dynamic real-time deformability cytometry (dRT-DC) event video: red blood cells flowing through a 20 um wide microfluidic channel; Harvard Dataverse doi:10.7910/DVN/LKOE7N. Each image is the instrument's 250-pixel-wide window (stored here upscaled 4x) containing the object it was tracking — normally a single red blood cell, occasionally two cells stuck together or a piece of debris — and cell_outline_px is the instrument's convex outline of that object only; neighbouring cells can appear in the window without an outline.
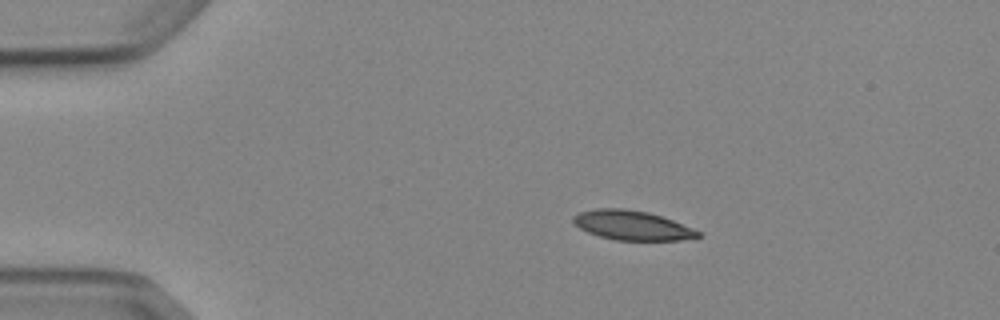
{"species": "Egyptian fruit bat (a non-hibernating species)", "species_latin": "Rousettus aegyptiacus", "temperature_condition": "cold", "stored_images_in_passage": 4, "camera_frame_rate_fps": 3000, "um_per_image_px": 0.085, "animal": {"sex": "female"}, "frame": {"image": 1, "passage_image": 1, "time_ms": 0.0, "image_size_px": [1000, 320], "cell_outline_px": [[700, 236], [680, 240], [616, 240], [600, 236], [588, 232], [580, 228], [572, 220], [572, 216], [580, 212], [596, 208], [624, 208], [648, 212], [672, 220], [692, 228], [700, 232]], "centroid_in_image_um": [53.7, 19.14], "position_along_channel_um": 31.3, "area_um2": 21.15}}
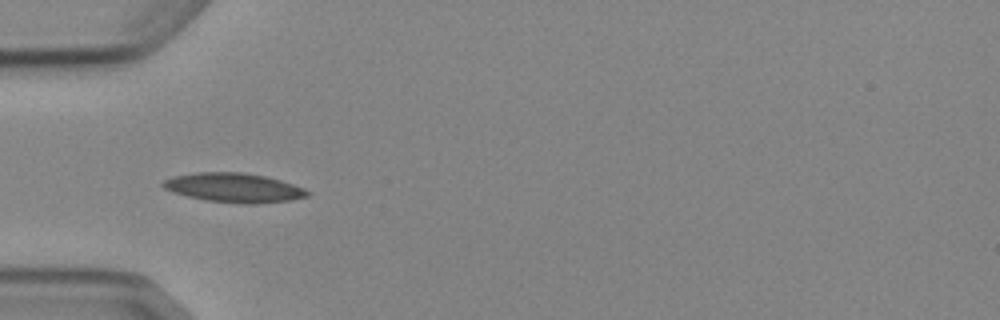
{"frame": {"image": 2, "passage_image": 3, "time_ms": 2.333, "image_size_px": [1000, 320], "cell_outline_px": [[308, 196], [288, 200], [256, 204], [244, 204], [204, 200], [188, 196], [164, 188], [160, 184], [164, 180], [172, 176], [196, 172], [240, 172], [264, 176], [280, 180], [304, 188], [308, 192]], "centroid_in_image_um": [19.85, 15.95], "position_along_channel_um": 65.2, "area_um2": 24.39}}
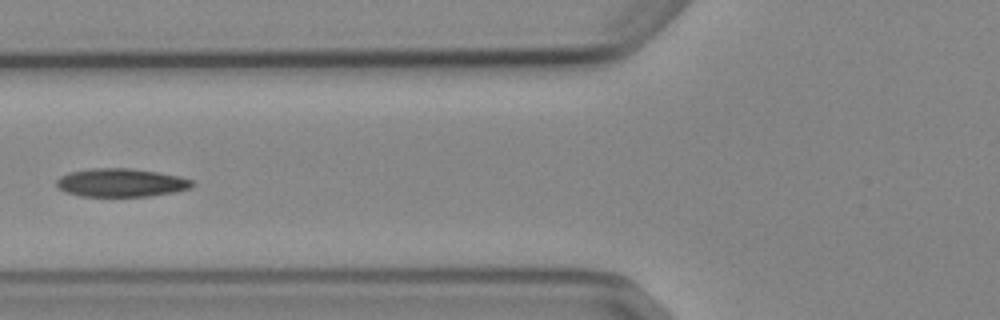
{"frame": {"image": 3, "passage_image": 4, "time_ms": 3.667, "image_size_px": [1000, 320], "cell_outline_px": [[196, 184], [188, 188], [172, 192], [148, 196], [80, 196], [64, 192], [56, 188], [56, 180], [60, 176], [68, 172], [92, 168], [132, 168], [180, 176], [192, 180]], "centroid_in_image_um": [10.23, 15.52], "position_along_channel_um": 115.6, "area_um2": 22.48}}